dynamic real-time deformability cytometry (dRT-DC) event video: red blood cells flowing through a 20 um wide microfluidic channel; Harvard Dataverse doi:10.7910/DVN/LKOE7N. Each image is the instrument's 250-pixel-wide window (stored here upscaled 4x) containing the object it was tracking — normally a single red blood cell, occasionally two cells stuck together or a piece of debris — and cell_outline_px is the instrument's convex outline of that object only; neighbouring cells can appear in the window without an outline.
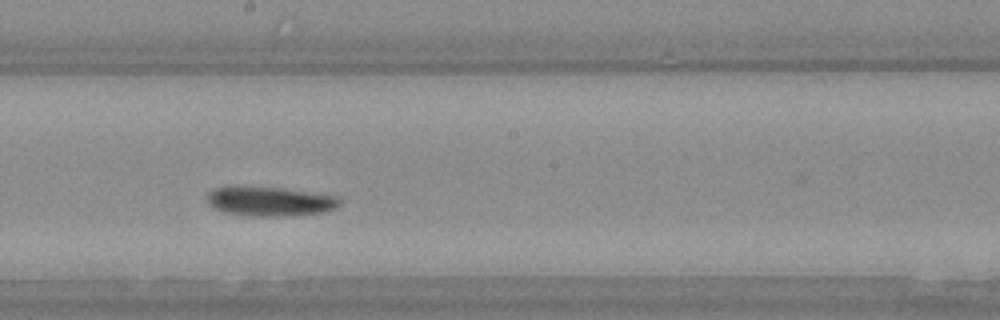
{"species": "Egyptian fruit bat (a non-hibernating species)", "species_latin": "Rousettus aegyptiacus", "temperature_condition": "warm", "stored_images_in_passage": 28, "camera_frame_rate_fps": 3000, "um_per_image_px": 0.085, "animal": {"sex": "female"}, "frame": {"image": 1, "passage_image": 13, "time_ms": 4.0, "image_size_px": [1000, 320], "cell_outline_px": [[340, 204], [336, 208], [328, 212], [296, 216], [252, 216], [220, 212], [212, 208], [208, 204], [208, 192], [216, 188], [276, 188], [336, 196], [340, 200]], "centroid_in_image_um": [22.97, 17.17], "position_along_channel_um": 225.2, "area_um2": 22.37}}